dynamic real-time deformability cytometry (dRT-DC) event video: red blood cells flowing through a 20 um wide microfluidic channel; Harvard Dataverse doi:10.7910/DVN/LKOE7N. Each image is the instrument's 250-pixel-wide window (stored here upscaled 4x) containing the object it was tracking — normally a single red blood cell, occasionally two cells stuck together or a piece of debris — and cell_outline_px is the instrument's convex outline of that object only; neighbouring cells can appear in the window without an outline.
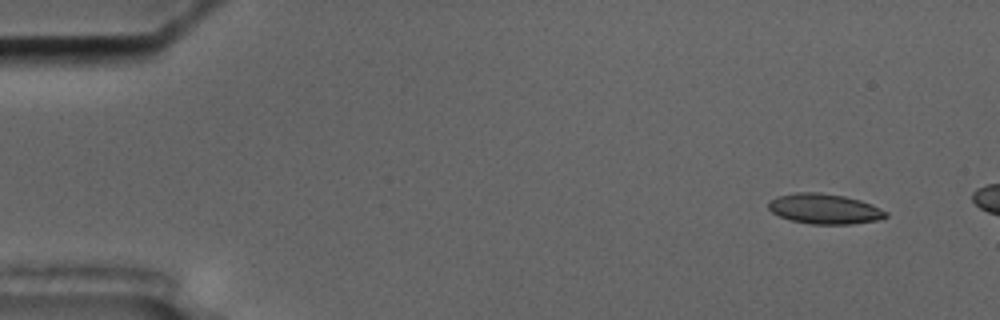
{"species": "common noctule bat (a hibernating species)", "species_latin": "Nyctalus noctula", "temperature_condition": "cold", "stored_images_in_passage": 5, "camera_frame_rate_fps": 3000, "um_per_image_px": 0.085, "animal": {"sex": "male", "body_mass_g": 17.5, "forearm_length_mm": 52.3}, "frame": {"image": 1, "passage_image": 2, "time_ms": 1.0, "image_size_px": [1000, 320], "cell_outline_px": [[888, 216], [876, 220], [852, 224], [812, 224], [792, 220], [780, 216], [772, 212], [768, 208], [768, 204], [776, 196], [796, 192], [820, 192], [844, 196], [860, 200], [872, 204], [888, 212]], "centroid_in_image_um": [70.09, 17.74], "position_along_channel_um": 14.9, "area_um2": 20.58}}